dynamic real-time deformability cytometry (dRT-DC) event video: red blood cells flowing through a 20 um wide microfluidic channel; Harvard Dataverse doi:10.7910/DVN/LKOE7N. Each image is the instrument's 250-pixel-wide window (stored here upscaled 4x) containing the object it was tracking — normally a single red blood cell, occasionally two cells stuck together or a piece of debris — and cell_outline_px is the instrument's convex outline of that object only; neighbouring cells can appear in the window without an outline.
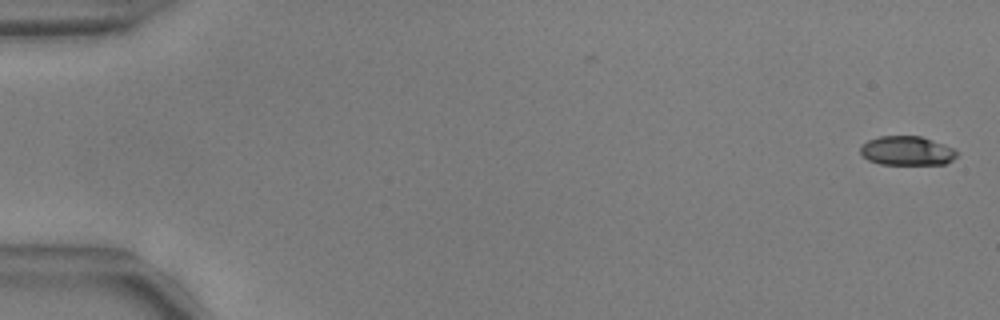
{"species": "common noctule bat (a hibernating species)", "species_latin": "Nyctalus noctula", "temperature_condition": "warm", "stored_images_in_passage": 54, "camera_frame_rate_fps": 3000, "um_per_image_px": 0.085, "animal": {"sex": "male", "body_mass_g": 17.9, "forearm_length_mm": 54.2}, "frame": {"image": 1, "passage_image": 1, "time_ms": 0.0, "image_size_px": [1000, 320], "cell_outline_px": [[960, 152], [952, 160], [944, 164], [880, 164], [868, 160], [860, 152], [860, 144], [868, 140], [880, 136], [920, 136], [932, 140], [952, 148]], "centroid_in_image_um": [77.07, 12.81], "position_along_channel_um": 7.9, "area_um2": 16.36}}
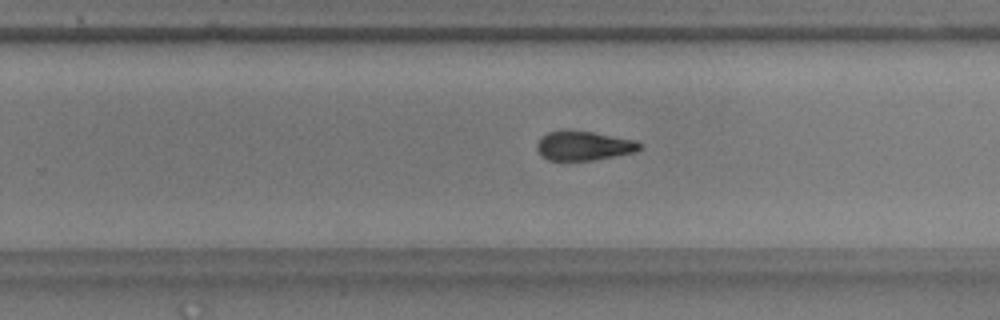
{"frame": {"image": 2, "passage_image": 35, "time_ms": 11.333, "image_size_px": [1000, 320], "cell_outline_px": [[640, 148], [636, 152], [616, 156], [592, 160], [548, 160], [536, 148], [536, 144], [540, 136], [548, 132], [592, 132], [636, 140], [640, 144]], "centroid_in_image_um": [49.63, 12.41], "position_along_channel_um": 280.2, "area_um2": 17.11}}
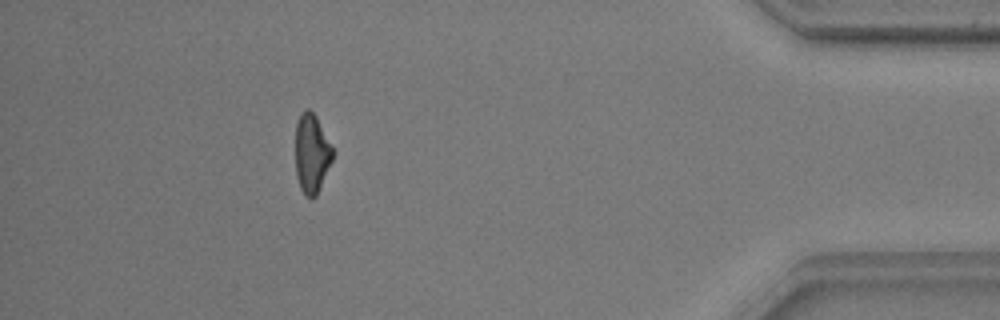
{"frame": {"image": 3, "passage_image": 49, "time_ms": 16.0, "image_size_px": [1000, 320], "cell_outline_px": [[332, 160], [316, 196], [312, 200], [304, 196], [300, 188], [296, 176], [296, 124], [300, 112], [308, 108], [316, 116], [332, 148]], "centroid_in_image_um": [26.46, 13.08], "position_along_channel_um": 408.7, "area_um2": 17.05}, "authors_computed_cell_mechanics": {"area_um2": 17.7735, "velocity_mm_per_s": 3.7699, "shape_relaxation_time_tau1_ms": 3.5855, "shape_relaxation_time_tau2_ms": 5.502, "deformation_change_tau1": 0.1552, "deformation_change_tau2": 0.1197}}